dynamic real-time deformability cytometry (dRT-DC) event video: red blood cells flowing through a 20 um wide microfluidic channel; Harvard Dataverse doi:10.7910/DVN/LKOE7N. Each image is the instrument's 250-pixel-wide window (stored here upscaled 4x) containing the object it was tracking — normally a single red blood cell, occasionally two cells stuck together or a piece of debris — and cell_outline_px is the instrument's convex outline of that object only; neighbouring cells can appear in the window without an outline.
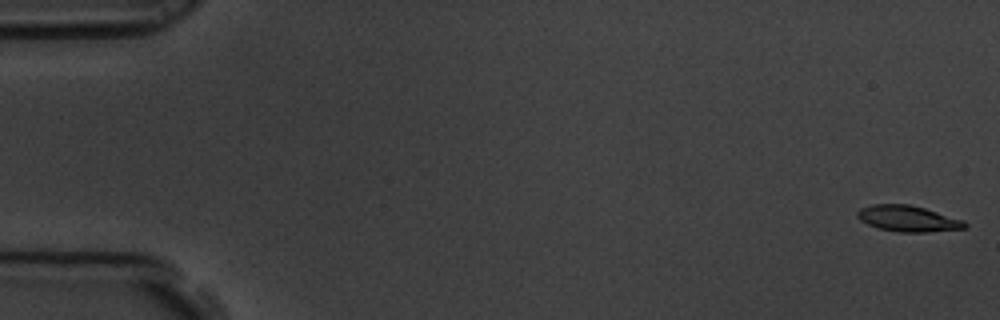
{"species": "common noctule bat (a hibernating species)", "species_latin": "Nyctalus noctula", "temperature_condition": "room temperature", "stored_images_in_passage": 60, "camera_frame_rate_fps": 3000, "um_per_image_px": 0.085, "animal": {"sex": "male", "body_mass_g": 19.5, "forearm_length_mm": 54.6}, "frame": {"image": 1, "passage_image": 1, "time_ms": 0.0, "image_size_px": [1000, 320], "cell_outline_px": [[968, 228], [924, 232], [900, 232], [880, 228], [868, 224], [860, 220], [856, 216], [856, 212], [860, 208], [872, 204], [908, 204], [924, 208], [964, 220], [968, 224]], "centroid_in_image_um": [77.18, 18.57], "position_along_channel_um": 7.8, "area_um2": 16.24}}
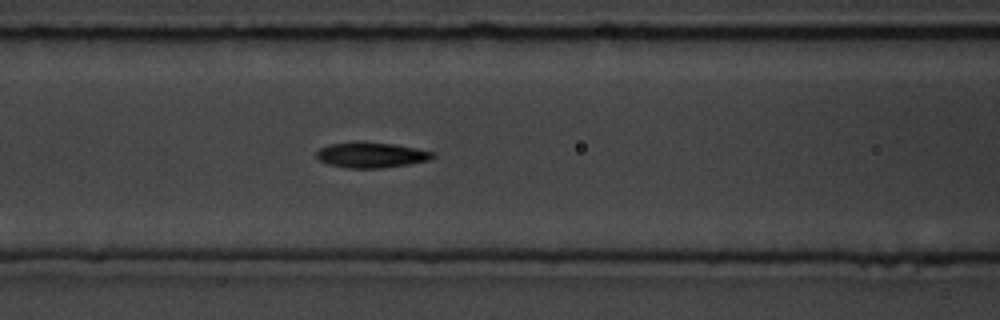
{"frame": {"image": 2, "passage_image": 25, "time_ms": 8.0, "image_size_px": [1000, 320], "cell_outline_px": [[436, 156], [428, 160], [408, 164], [384, 168], [344, 168], [328, 164], [320, 160], [316, 156], [316, 152], [320, 148], [328, 144], [356, 140], [396, 144], [436, 152]], "centroid_in_image_um": [31.54, 13.15], "position_along_channel_um": 135.1, "area_um2": 17.69}}
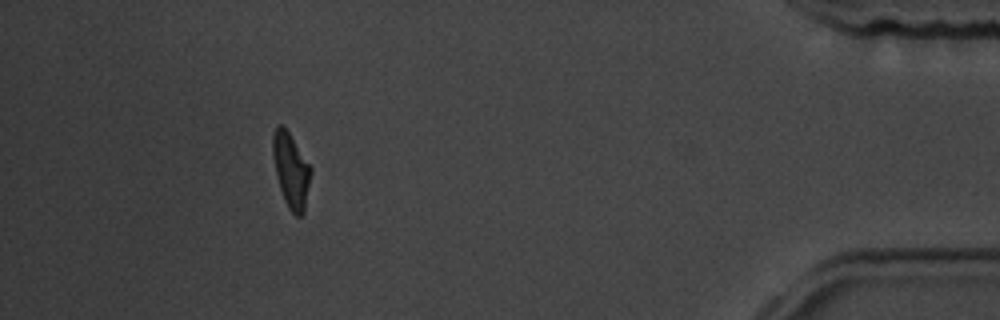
{"frame": {"image": 3, "passage_image": 54, "time_ms": 17.667, "image_size_px": [1000, 320], "cell_outline_px": [[312, 172], [304, 212], [300, 216], [296, 216], [288, 208], [284, 200], [276, 176], [272, 152], [272, 136], [276, 124], [280, 124], [288, 132], [312, 168]], "centroid_in_image_um": [24.73, 14.49], "position_along_channel_um": 410.5, "area_um2": 16.53}, "authors_computed_cell_mechanics": {"area_um2": 16.6175, "velocity_mm_per_s": 3.444, "shape_relaxation_time_tau1_ms": 3.8375, "shape_relaxation_time_tau2_ms": 2.4236, "deformation_change_tau1": 0.1533, "deformation_change_tau2": 0.0881}}